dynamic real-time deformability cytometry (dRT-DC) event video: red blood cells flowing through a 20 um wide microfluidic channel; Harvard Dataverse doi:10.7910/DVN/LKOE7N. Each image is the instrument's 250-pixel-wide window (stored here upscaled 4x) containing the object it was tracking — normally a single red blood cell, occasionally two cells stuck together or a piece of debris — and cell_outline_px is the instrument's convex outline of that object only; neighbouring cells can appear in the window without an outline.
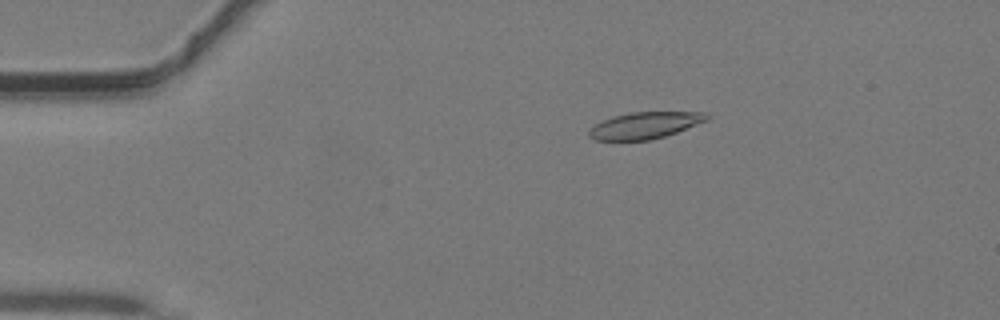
{"species": "common noctule bat (a hibernating species)", "species_latin": "Nyctalus noctula", "temperature_condition": "warm", "stored_images_in_passage": 37, "camera_frame_rate_fps": 3000, "um_per_image_px": 0.085, "animal": {"sex": "male", "body_mass_g": 19.2, "forearm_length_mm": 51.8}, "frame": {"image": 1, "passage_image": 1, "time_ms": 0.0, "image_size_px": [1000, 320], "cell_outline_px": [[712, 116], [708, 120], [676, 132], [664, 136], [648, 140], [596, 140], [588, 136], [588, 132], [596, 124], [612, 116], [632, 112], [708, 112]], "centroid_in_image_um": [54.86, 10.64], "position_along_channel_um": 30.1, "area_um2": 18.15}}
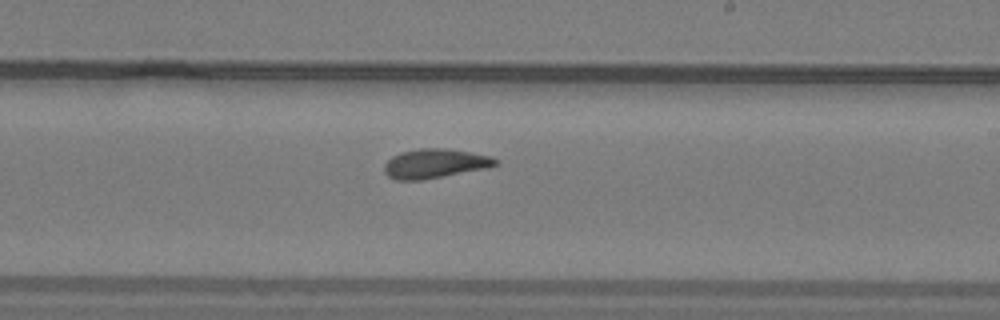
{"frame": {"image": 2, "passage_image": 19, "time_ms": 6.0, "image_size_px": [1000, 320], "cell_outline_px": [[500, 164], [488, 168], [424, 180], [396, 180], [388, 176], [384, 172], [384, 164], [392, 156], [400, 152], [420, 148], [448, 148], [488, 156], [500, 160]], "centroid_in_image_um": [36.97, 13.91], "position_along_channel_um": 252.0, "area_um2": 19.19}}
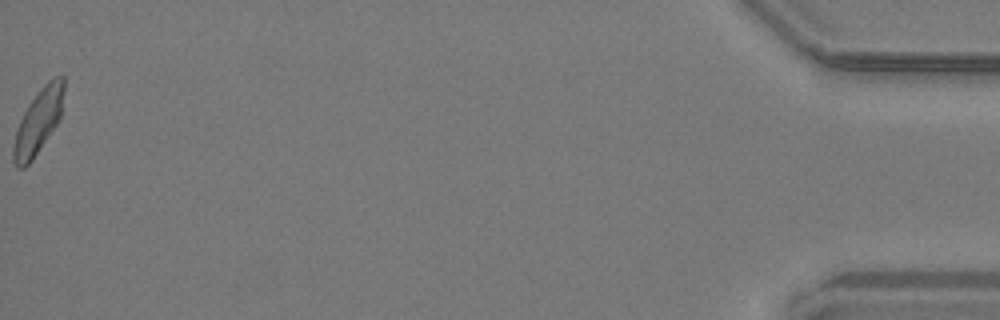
{"frame": {"image": 3, "passage_image": 37, "time_ms": 12.0, "image_size_px": [1000, 320], "cell_outline_px": [[64, 92], [60, 116], [56, 124], [32, 160], [24, 168], [16, 168], [12, 160], [12, 148], [16, 132], [20, 120], [28, 104], [40, 88], [52, 76], [64, 76]], "centroid_in_image_um": [3.24, 10.31], "position_along_channel_um": 432.0, "area_um2": 18.84}}